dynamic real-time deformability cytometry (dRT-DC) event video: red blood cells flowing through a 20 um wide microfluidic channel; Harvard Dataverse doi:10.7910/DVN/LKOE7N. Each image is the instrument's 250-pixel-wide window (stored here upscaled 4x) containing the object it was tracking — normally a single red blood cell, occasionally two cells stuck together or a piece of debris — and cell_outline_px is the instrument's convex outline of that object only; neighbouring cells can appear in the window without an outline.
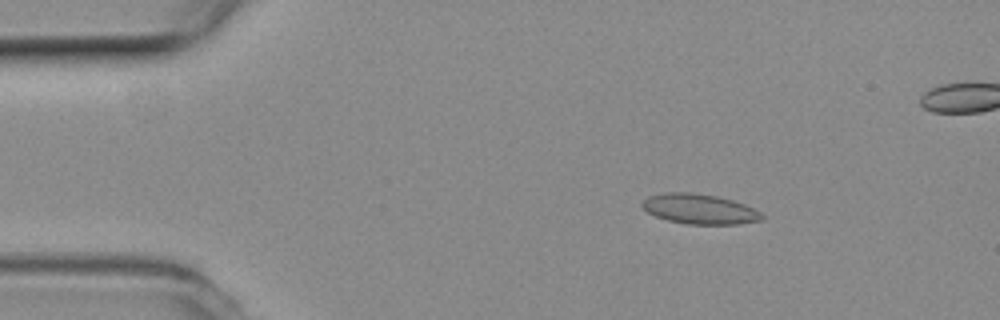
{"species": "common noctule bat (a hibernating species)", "species_latin": "Nyctalus noctula", "temperature_condition": "room temperature", "stored_images_in_passage": 5, "camera_frame_rate_fps": 3000, "um_per_image_px": 0.085, "animal": {"sex": "female", "body_mass_g": 19.3, "forearm_length_mm": 54.1}, "frame": {"image": 1, "passage_image": 2, "time_ms": 0.333, "image_size_px": [1000, 320], "cell_outline_px": [[764, 220], [740, 224], [688, 224], [668, 220], [656, 216], [648, 212], [640, 204], [648, 196], [664, 192], [688, 192], [716, 196], [732, 200], [744, 204], [760, 212], [764, 216]], "centroid_in_image_um": [59.47, 17.77], "position_along_channel_um": 25.5, "area_um2": 20.87}}